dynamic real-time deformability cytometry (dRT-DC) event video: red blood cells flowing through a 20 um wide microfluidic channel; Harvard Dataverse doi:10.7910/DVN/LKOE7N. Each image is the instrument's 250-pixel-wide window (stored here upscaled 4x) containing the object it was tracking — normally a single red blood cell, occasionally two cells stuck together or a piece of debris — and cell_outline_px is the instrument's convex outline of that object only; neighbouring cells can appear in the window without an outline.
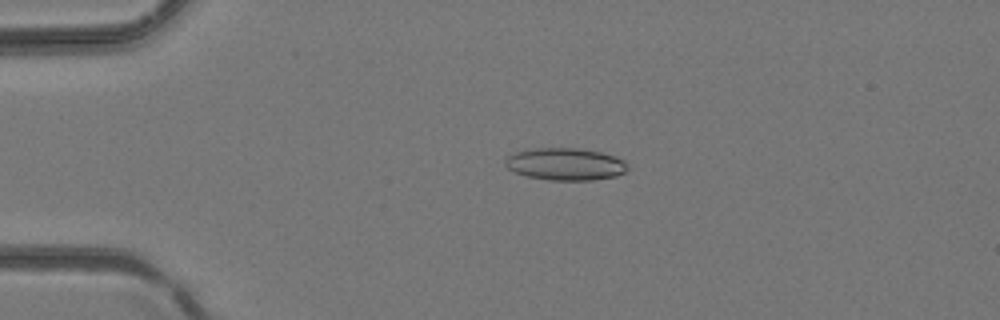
{"species": "common noctule bat (a hibernating species)", "species_latin": "Nyctalus noctula", "temperature_condition": "room temperature", "stored_images_in_passage": 39, "camera_frame_rate_fps": 3000, "um_per_image_px": 0.085, "animal": {"sex": "female", "body_mass_g": 24.6, "forearm_length_mm": 56.2}, "frame": {"image": 1, "passage_image": 9, "time_ms": 2.667, "image_size_px": [1000, 320], "cell_outline_px": [[628, 168], [624, 172], [616, 176], [592, 180], [548, 180], [528, 176], [516, 172], [508, 168], [504, 164], [504, 160], [508, 156], [516, 152], [528, 148], [576, 148], [600, 152], [624, 160], [628, 164]], "centroid_in_image_um": [48.04, 13.95], "position_along_channel_um": 37.0, "area_um2": 22.95}}
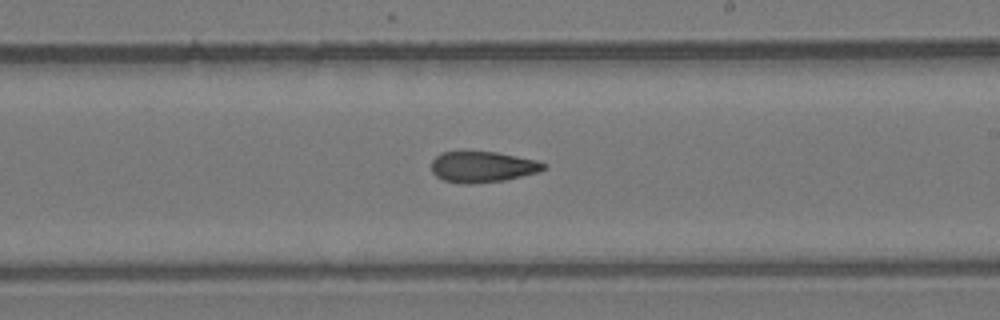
{"frame": {"image": 2, "passage_image": 24, "time_ms": 7.667, "image_size_px": [1000, 320], "cell_outline_px": [[548, 168], [540, 172], [504, 180], [468, 184], [464, 184], [444, 180], [436, 176], [432, 172], [432, 160], [440, 152], [496, 152], [536, 160], [544, 164]], "centroid_in_image_um": [41.02, 14.18], "position_along_channel_um": 248.0, "area_um2": 20.11}}
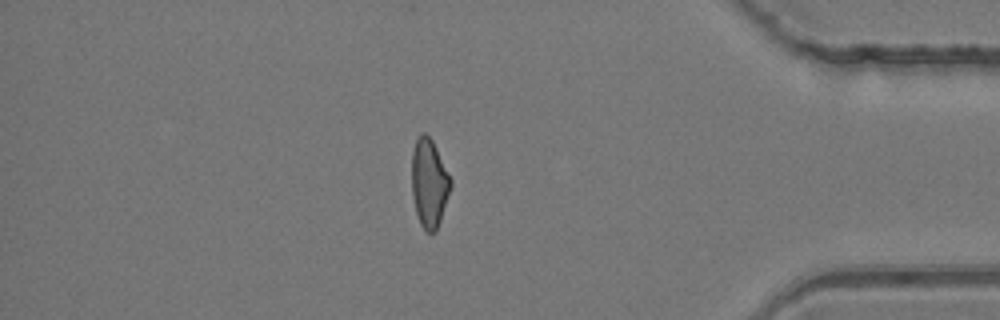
{"frame": {"image": 3, "passage_image": 35, "time_ms": 11.333, "image_size_px": [1000, 320], "cell_outline_px": [[452, 184], [436, 232], [428, 232], [420, 224], [416, 212], [412, 196], [412, 152], [416, 140], [420, 132], [424, 132], [432, 140], [452, 180]], "centroid_in_image_um": [36.47, 15.55], "position_along_channel_um": 398.7, "area_um2": 19.88}}